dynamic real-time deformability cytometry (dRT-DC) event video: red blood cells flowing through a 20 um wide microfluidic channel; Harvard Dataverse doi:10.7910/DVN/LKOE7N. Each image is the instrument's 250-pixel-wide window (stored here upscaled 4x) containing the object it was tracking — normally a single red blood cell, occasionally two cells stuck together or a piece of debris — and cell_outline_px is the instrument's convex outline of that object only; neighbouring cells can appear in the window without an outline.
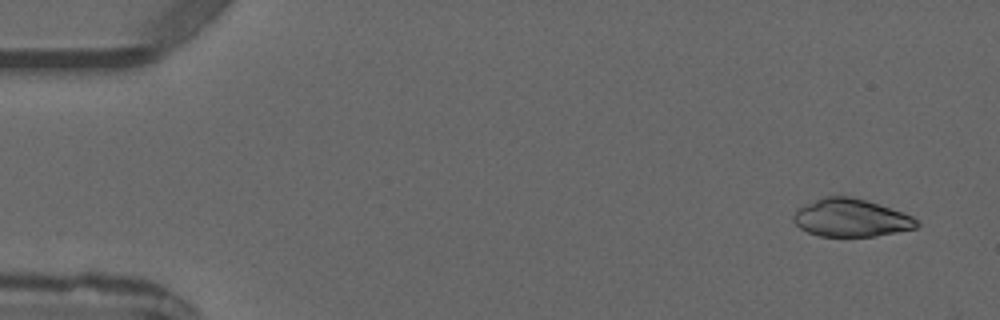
{"species": "common noctule bat (a hibernating species)", "species_latin": "Nyctalus noctula", "temperature_condition": "warm", "stored_images_in_passage": 4, "camera_frame_rate_fps": 3000, "um_per_image_px": 0.085, "animal": {"sex": "male", "forearm_length_mm": 52.5}, "frame": {"image": 1, "passage_image": 1, "time_ms": 0.0, "image_size_px": [1000, 320], "cell_outline_px": [[920, 224], [916, 228], [876, 236], [820, 236], [808, 232], [800, 228], [792, 220], [792, 216], [796, 208], [804, 204], [824, 196], [852, 196], [912, 216]], "centroid_in_image_um": [72.27, 18.52], "position_along_channel_um": 12.7, "area_um2": 26.99}}